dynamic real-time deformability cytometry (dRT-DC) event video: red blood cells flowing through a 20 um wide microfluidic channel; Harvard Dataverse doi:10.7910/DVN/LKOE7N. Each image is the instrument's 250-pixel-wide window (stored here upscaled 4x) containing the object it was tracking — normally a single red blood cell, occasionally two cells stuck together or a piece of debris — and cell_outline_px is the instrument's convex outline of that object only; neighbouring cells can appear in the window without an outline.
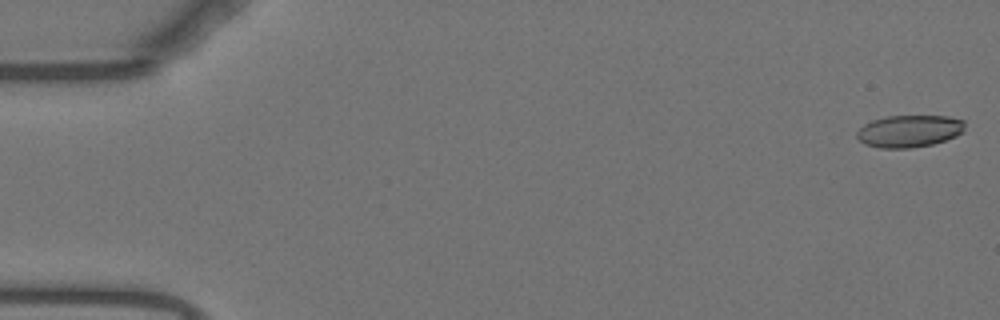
{"species": "Egyptian fruit bat (a non-hibernating species)", "species_latin": "Rousettus aegyptiacus", "temperature_condition": "warm", "stored_images_in_passage": 54, "camera_frame_rate_fps": 3000, "um_per_image_px": 0.085, "animal": {"sex": "female"}, "frame": {"image": 1, "passage_image": 1, "time_ms": 0.0, "image_size_px": [1000, 320], "cell_outline_px": [[964, 132], [956, 136], [932, 144], [908, 148], [880, 148], [864, 144], [856, 136], [856, 132], [864, 124], [872, 120], [888, 116], [948, 116], [964, 120]], "centroid_in_image_um": [77.28, 11.14], "position_along_channel_um": 7.7, "area_um2": 20.23}}
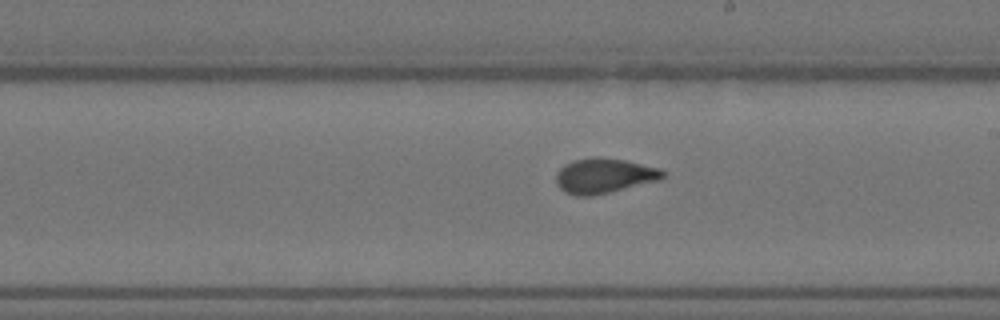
{"frame": {"image": 2, "passage_image": 31, "time_ms": 10.0, "image_size_px": [1000, 320], "cell_outline_px": [[664, 176], [660, 180], [592, 196], [576, 196], [564, 192], [556, 184], [556, 172], [564, 164], [572, 160], [592, 156], [596, 156], [624, 160], [660, 168], [664, 172]], "centroid_in_image_um": [51.3, 14.93], "position_along_channel_um": 237.7, "area_um2": 21.91}}
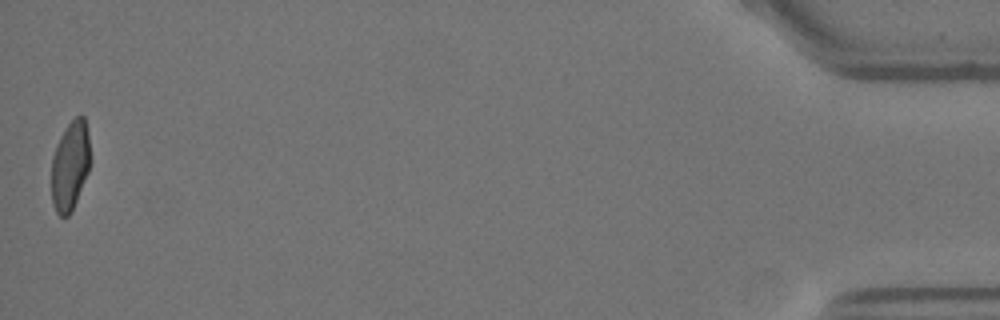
{"frame": {"image": 3, "passage_image": 54, "time_ms": 17.667, "image_size_px": [1000, 320], "cell_outline_px": [[92, 160], [88, 172], [72, 212], [68, 216], [60, 216], [56, 212], [52, 204], [52, 156], [56, 144], [60, 136], [68, 124], [76, 116], [84, 116], [88, 132]], "centroid_in_image_um": [5.98, 14.08], "position_along_channel_um": 429.2, "area_um2": 20.52}, "authors_computed_cell_mechanics": {"area_um2": 21.386, "velocity_mm_per_s": 3.7397, "shape_relaxation_time_tau1_ms": null, "shape_relaxation_time_tau2_ms": 0.8036, "deformation_change_tau1": null, "deformation_change_tau2": 0.0765}}